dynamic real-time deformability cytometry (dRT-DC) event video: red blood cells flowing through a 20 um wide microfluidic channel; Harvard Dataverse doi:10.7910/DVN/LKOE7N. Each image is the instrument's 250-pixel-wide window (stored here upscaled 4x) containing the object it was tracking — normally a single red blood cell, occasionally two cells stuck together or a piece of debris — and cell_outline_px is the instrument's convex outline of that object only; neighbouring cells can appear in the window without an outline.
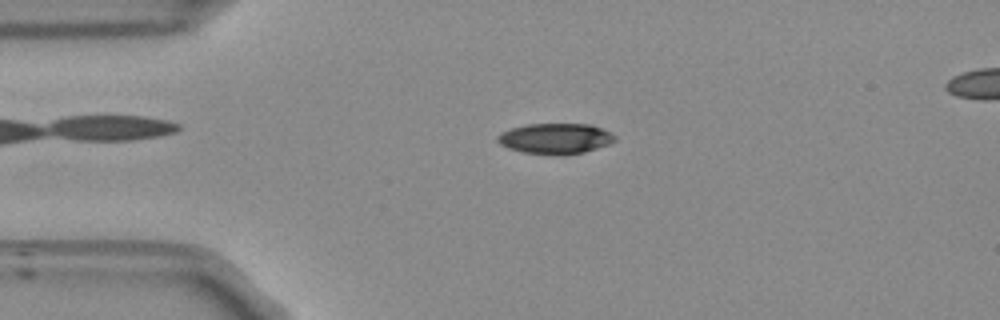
{"species": "Egyptian fruit bat (a non-hibernating species)", "species_latin": "Rousettus aegyptiacus", "temperature_condition": "room temperature", "stored_images_in_passage": 49, "segment_of_instrument_passage": [1, 2], "camera_frame_rate_fps": 3000, "um_per_image_px": 0.085, "frame": {"image": 1, "passage_image": 7, "time_ms": 2.0, "image_size_px": [1000, 320], "cell_outline_px": [[616, 140], [608, 144], [584, 152], [564, 156], [556, 156], [524, 152], [508, 148], [500, 144], [496, 140], [496, 136], [500, 132], [512, 128], [528, 124], [592, 124], [616, 136]], "centroid_in_image_um": [47.18, 11.79], "position_along_channel_um": 37.8, "area_um2": 21.04}}
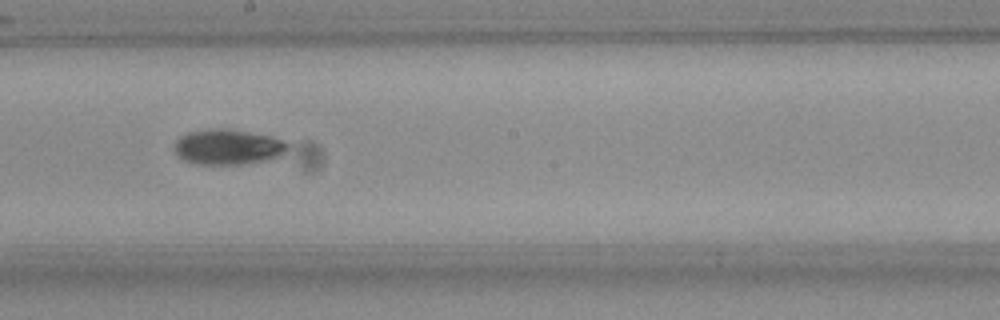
{"frame": {"image": 2, "passage_image": 24, "time_ms": 7.667, "image_size_px": [1000, 320], "cell_outline_px": [[288, 148], [280, 156], [272, 160], [244, 164], [200, 164], [184, 160], [176, 152], [176, 140], [180, 136], [188, 132], [208, 128], [228, 128], [272, 136], [284, 140], [288, 144]], "centroid_in_image_um": [19.43, 12.48], "position_along_channel_um": 228.8, "area_um2": 23.52}}
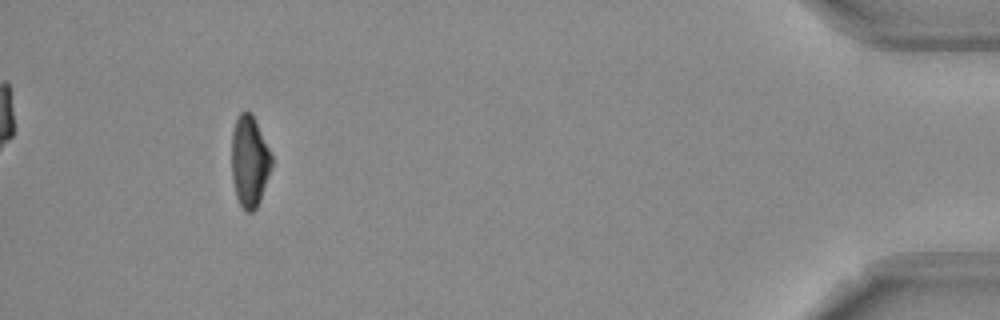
{"frame": {"image": 3, "passage_image": 44, "time_ms": 14.333, "image_size_px": [1000, 320], "cell_outline_px": [[272, 168], [260, 200], [256, 208], [252, 212], [248, 212], [240, 204], [236, 196], [232, 180], [232, 132], [236, 120], [240, 112], [252, 112], [272, 156]], "centroid_in_image_um": [21.21, 13.71], "position_along_channel_um": 414.0, "area_um2": 21.21}}